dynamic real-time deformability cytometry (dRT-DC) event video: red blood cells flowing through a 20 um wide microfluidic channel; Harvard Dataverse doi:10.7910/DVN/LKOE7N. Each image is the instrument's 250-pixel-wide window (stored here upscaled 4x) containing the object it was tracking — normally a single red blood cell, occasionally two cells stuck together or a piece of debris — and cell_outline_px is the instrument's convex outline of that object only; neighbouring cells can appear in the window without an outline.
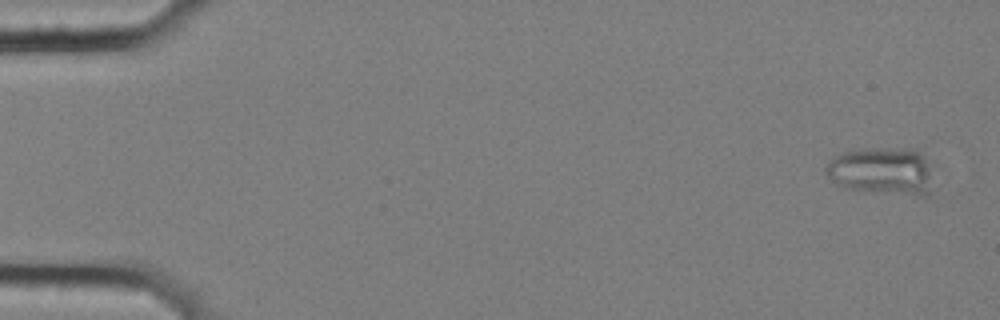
{"species": "common noctule bat (a hibernating species)", "species_latin": "Nyctalus noctula", "temperature_condition": "cold", "stored_images_in_passage": 6, "camera_frame_rate_fps": 3000, "um_per_image_px": 0.085, "animal": {"sex": "female", "body_mass_g": 25.1}, "frame": {"image": 1, "passage_image": 1, "time_ms": 0.0, "image_size_px": [1000, 320], "cell_outline_px": [[932, 196], [916, 196], [844, 188], [836, 184], [824, 172], [824, 168], [836, 156], [844, 152], [860, 148], [916, 148], [924, 156], [928, 172]], "centroid_in_image_um": [74.95, 14.54], "position_along_channel_um": 10.1, "area_um2": 29.71}}
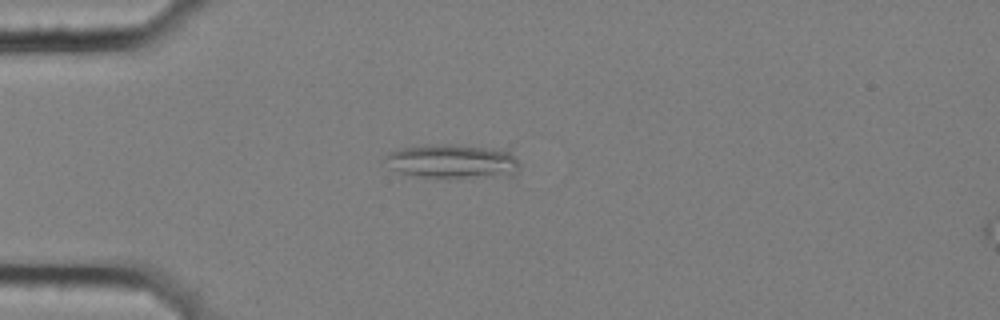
{"frame": {"image": 2, "passage_image": 5, "time_ms": 1.333, "image_size_px": [1000, 320], "cell_outline_px": [[520, 168], [512, 176], [416, 176], [400, 172], [380, 164], [380, 160], [388, 152], [404, 148], [424, 144], [448, 144], [508, 148], [520, 164]], "centroid_in_image_um": [38.44, 13.67], "position_along_channel_um": 46.6, "area_um2": 27.17}}